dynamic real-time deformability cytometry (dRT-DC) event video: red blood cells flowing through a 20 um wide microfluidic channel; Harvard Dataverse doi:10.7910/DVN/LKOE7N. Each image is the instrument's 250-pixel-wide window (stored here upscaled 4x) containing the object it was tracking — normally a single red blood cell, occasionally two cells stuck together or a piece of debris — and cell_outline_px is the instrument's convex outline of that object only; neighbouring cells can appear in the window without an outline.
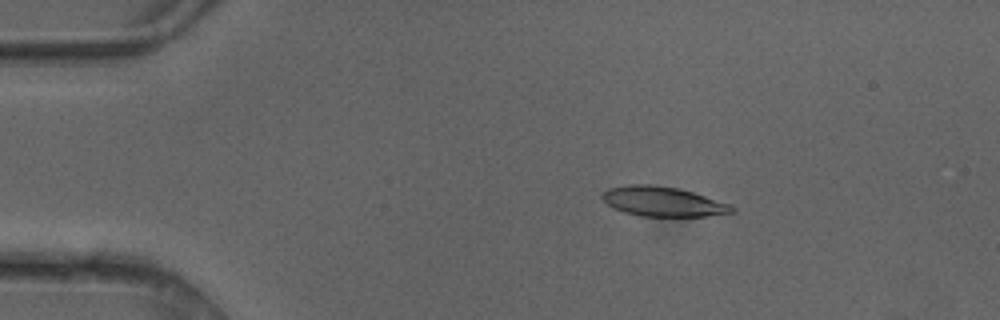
{"species": "common noctule bat (a hibernating species)", "species_latin": "Nyctalus noctula", "temperature_condition": "cold", "stored_images_in_passage": 5, "camera_frame_rate_fps": 3000, "um_per_image_px": 0.085, "animal": {"sex": "female"}, "frame": {"image": 1, "passage_image": 3, "time_ms": 0.667, "image_size_px": [1000, 320], "cell_outline_px": [[736, 212], [708, 216], [640, 216], [624, 212], [608, 204], [600, 196], [608, 188], [632, 184], [652, 184], [676, 188], [692, 192], [732, 204], [736, 208]], "centroid_in_image_um": [56.4, 17.13], "position_along_channel_um": 28.6, "area_um2": 22.43}}
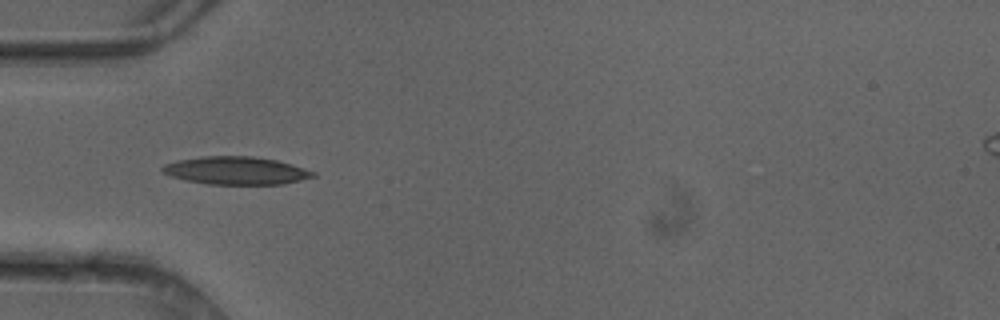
{"frame": {"image": 2, "passage_image": 5, "time_ms": 1.333, "image_size_px": [1000, 320], "cell_outline_px": [[316, 176], [284, 184], [208, 184], [184, 180], [172, 176], [164, 172], [160, 168], [164, 164], [176, 160], [204, 156], [252, 156], [276, 160], [292, 164], [316, 172]], "centroid_in_image_um": [20.07, 14.5], "position_along_channel_um": 64.9, "area_um2": 24.45}}